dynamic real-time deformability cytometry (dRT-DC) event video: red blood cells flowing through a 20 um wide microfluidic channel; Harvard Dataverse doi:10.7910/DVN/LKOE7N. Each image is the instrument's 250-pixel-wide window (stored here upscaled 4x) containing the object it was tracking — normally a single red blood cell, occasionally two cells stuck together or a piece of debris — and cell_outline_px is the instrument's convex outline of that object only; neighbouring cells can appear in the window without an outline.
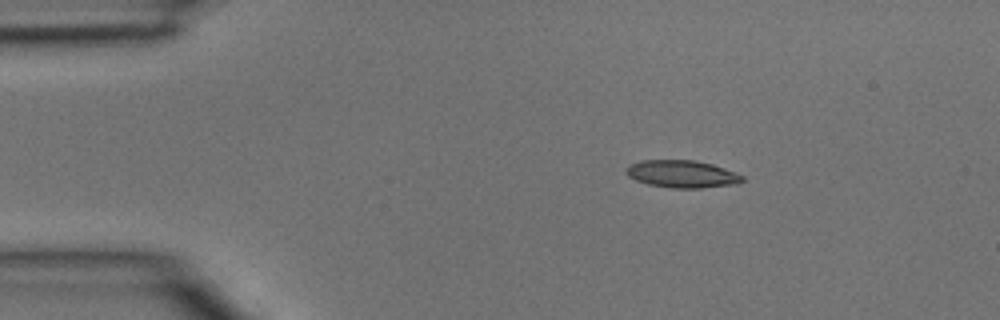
{"species": "common noctule bat (a hibernating species)", "species_latin": "Nyctalus noctula", "temperature_condition": "room temperature", "stored_images_in_passage": 2, "camera_frame_rate_fps": 3000, "um_per_image_px": 0.085, "animal": {"sex": "male", "body_mass_g": 15.6}, "frame": {"image": 1, "passage_image": 1, "time_ms": 0.0, "image_size_px": [1000, 320], "cell_outline_px": [[744, 180], [736, 184], [700, 188], [672, 188], [648, 184], [636, 180], [628, 176], [624, 172], [624, 168], [628, 164], [640, 160], [692, 160], [712, 164], [736, 172], [744, 176]], "centroid_in_image_um": [57.93, 14.78], "position_along_channel_um": 27.1, "area_um2": 18.73}}